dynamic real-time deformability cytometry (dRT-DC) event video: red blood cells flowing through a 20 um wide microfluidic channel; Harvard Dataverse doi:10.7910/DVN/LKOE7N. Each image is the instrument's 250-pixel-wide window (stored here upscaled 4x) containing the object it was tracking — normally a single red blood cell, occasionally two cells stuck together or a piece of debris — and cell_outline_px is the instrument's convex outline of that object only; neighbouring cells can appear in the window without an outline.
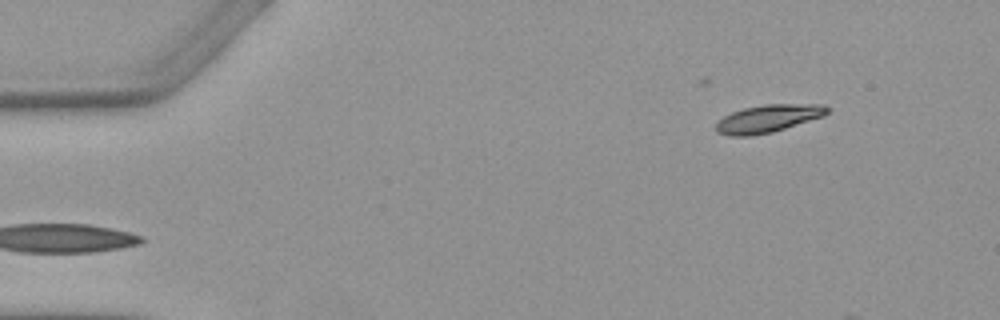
{"species": "Egyptian fruit bat (a non-hibernating species)", "species_latin": "Rousettus aegyptiacus", "temperature_condition": "warm", "stored_images_in_passage": 2, "camera_frame_rate_fps": 3000, "um_per_image_px": 0.085, "animal": {"sex": "female"}, "frame": {"image": 1, "passage_image": 2, "time_ms": 1.0, "image_size_px": [1000, 320], "cell_outline_px": [[832, 108], [824, 116], [772, 132], [752, 136], [732, 136], [716, 132], [716, 124], [724, 116], [732, 112], [744, 108], [764, 104], [824, 104]], "centroid_in_image_um": [65.32, 10.07], "position_along_channel_um": 19.7, "area_um2": 17.98}}